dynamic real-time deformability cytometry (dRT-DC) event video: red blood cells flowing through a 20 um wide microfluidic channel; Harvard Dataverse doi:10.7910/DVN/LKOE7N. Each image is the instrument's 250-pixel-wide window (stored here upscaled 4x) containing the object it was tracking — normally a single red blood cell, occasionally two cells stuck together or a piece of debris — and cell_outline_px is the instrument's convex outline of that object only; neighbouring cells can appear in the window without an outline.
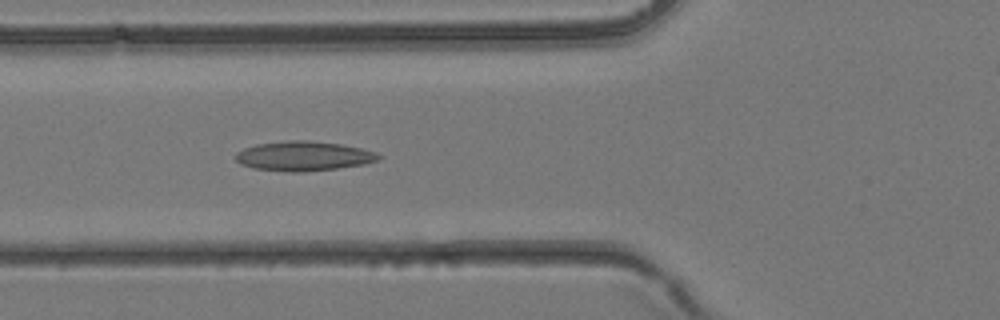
{"species": "common noctule bat (a hibernating species)", "species_latin": "Nyctalus noctula", "temperature_condition": "room temperature", "stored_images_in_passage": 38, "camera_frame_rate_fps": 3000, "um_per_image_px": 0.085, "animal": {"sex": "female", "body_mass_g": 24.6, "forearm_length_mm": 56.2}, "frame": {"image": 1, "passage_image": 14, "time_ms": 4.333, "image_size_px": [1000, 320], "cell_outline_px": [[380, 160], [364, 164], [336, 168], [300, 172], [288, 172], [252, 168], [240, 164], [232, 156], [236, 152], [244, 148], [256, 144], [288, 140], [308, 140], [340, 144], [360, 148], [376, 152], [380, 156]], "centroid_in_image_um": [25.75, 13.26], "position_along_channel_um": 100.0, "area_um2": 24.74}}
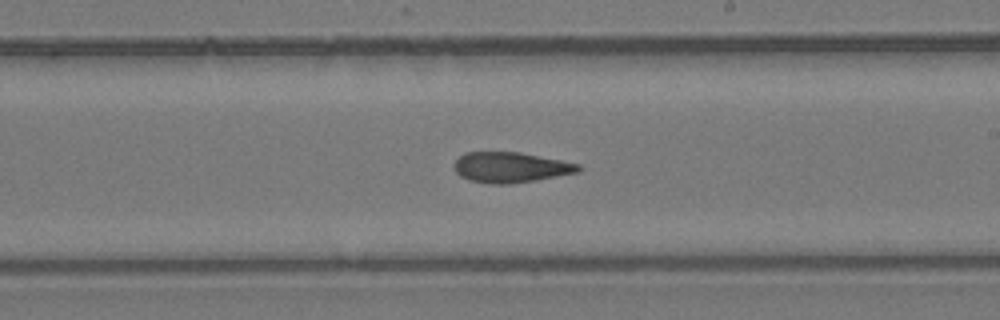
{"frame": {"image": 2, "passage_image": 22, "time_ms": 7.0, "image_size_px": [1000, 320], "cell_outline_px": [[584, 168], [580, 172], [536, 180], [508, 184], [492, 184], [468, 180], [460, 176], [456, 172], [452, 164], [464, 152], [520, 152], [580, 164]], "centroid_in_image_um": [43.41, 14.22], "position_along_channel_um": 245.6, "area_um2": 22.2}}
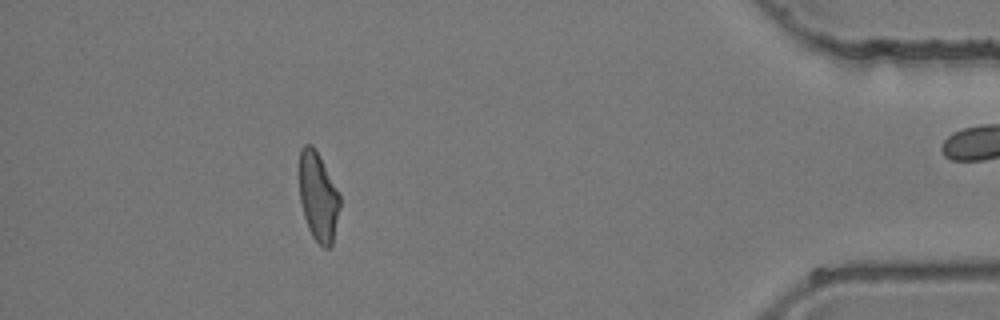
{"frame": {"image": 3, "passage_image": 34, "time_ms": 11.0, "image_size_px": [1000, 320], "cell_outline_px": [[340, 208], [332, 244], [328, 248], [324, 248], [312, 236], [308, 228], [304, 216], [300, 200], [300, 148], [304, 144], [312, 144], [320, 156], [340, 192]], "centroid_in_image_um": [27.06, 16.7], "position_along_channel_um": 408.1, "area_um2": 21.1}}